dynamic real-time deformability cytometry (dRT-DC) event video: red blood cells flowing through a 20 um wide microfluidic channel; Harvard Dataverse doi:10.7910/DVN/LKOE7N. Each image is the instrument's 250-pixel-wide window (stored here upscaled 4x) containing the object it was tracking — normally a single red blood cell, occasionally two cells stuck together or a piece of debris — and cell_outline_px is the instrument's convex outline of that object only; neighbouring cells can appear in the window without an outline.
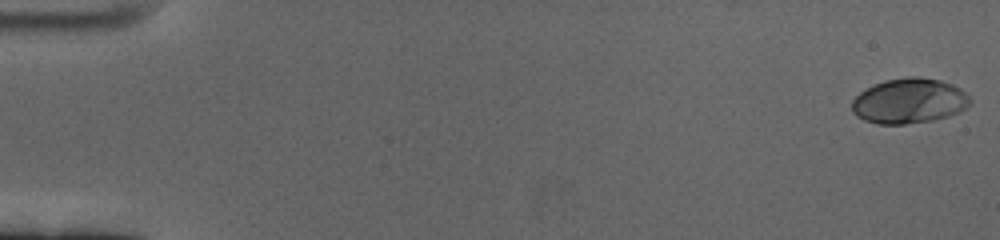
{"species": "human", "species_latin": "Homo sapiens", "temperature_condition": "cold", "stored_images_in_passage": 61, "camera_frame_rate_fps": 3000, "um_per_image_px": 0.085, "donor": {"sex": "female"}, "frame": {"image": 1, "passage_image": 1, "time_ms": 0.0, "image_size_px": [1000, 240], "cell_outline_px": [[972, 104], [960, 112], [948, 116], [932, 120], [904, 124], [876, 124], [864, 120], [856, 116], [852, 112], [852, 100], [860, 92], [884, 80], [908, 76], [916, 76], [940, 80], [952, 84], [960, 88], [972, 100]], "centroid_in_image_um": [77.29, 8.58], "position_along_channel_um": 7.7, "area_um2": 31.21}}
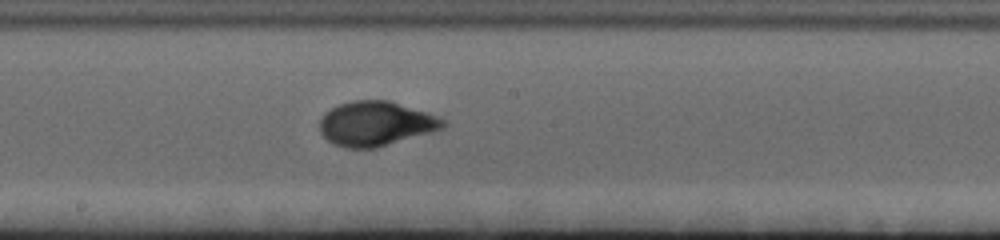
{"frame": {"image": 2, "passage_image": 34, "time_ms": 11.0, "image_size_px": [1000, 240], "cell_outline_px": [[448, 124], [444, 128], [432, 132], [376, 148], [344, 148], [332, 144], [320, 132], [320, 120], [324, 112], [340, 104], [352, 100], [388, 100], [448, 120]], "centroid_in_image_um": [31.94, 10.52], "position_along_channel_um": 216.3, "area_um2": 32.02}}
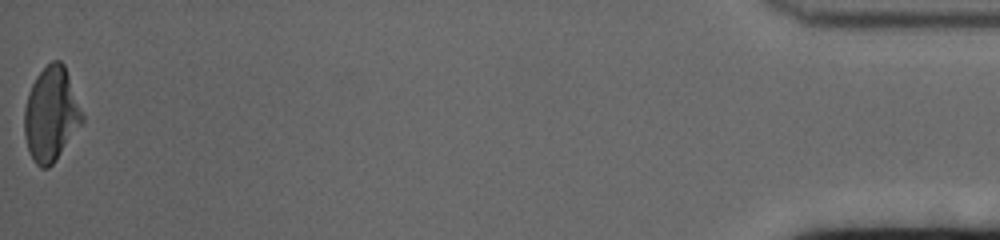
{"frame": {"image": 3, "passage_image": 61, "time_ms": 20.0, "image_size_px": [1000, 240], "cell_outline_px": [[84, 120], [56, 160], [48, 168], [40, 168], [36, 164], [28, 152], [24, 136], [24, 108], [28, 92], [36, 76], [52, 60], [60, 60], [64, 64], [84, 116]], "centroid_in_image_um": [4.32, 9.72], "position_along_channel_um": 430.9, "area_um2": 31.73}, "authors_computed_cell_mechanics": {"area_um2": 30.6918, "velocity_mm_per_s": 3.3749, "shape_relaxation_time_tau1_ms": 4.8678, "shape_relaxation_time_tau2_ms": null, "deformation_change_tau1": 0.2034, "deformation_change_tau2": null}}